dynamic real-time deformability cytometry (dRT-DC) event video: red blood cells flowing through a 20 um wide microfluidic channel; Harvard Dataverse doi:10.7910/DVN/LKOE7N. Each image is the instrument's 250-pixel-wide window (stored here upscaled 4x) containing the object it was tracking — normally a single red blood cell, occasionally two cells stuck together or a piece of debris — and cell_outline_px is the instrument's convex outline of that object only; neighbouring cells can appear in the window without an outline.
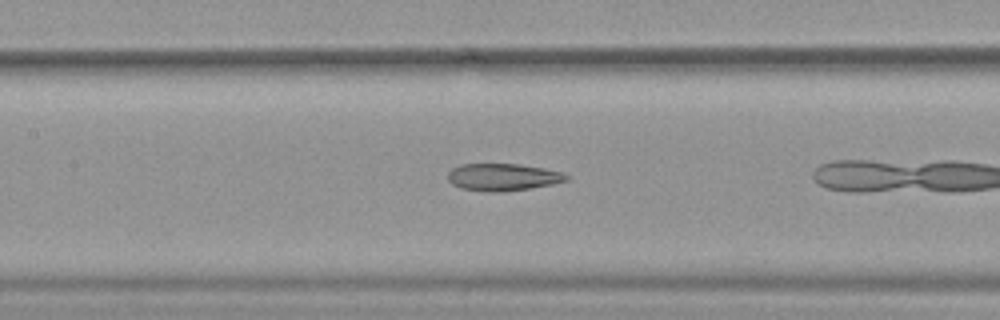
{"species": "common noctule bat (a hibernating species)", "species_latin": "Nyctalus noctula", "temperature_condition": "warm", "stored_images_in_passage": 24, "camera_frame_rate_fps": 3000, "um_per_image_px": 0.085, "animal": {"sex": "female", "body_mass_g": 19.9}, "frame": {"image": 1, "passage_image": 8, "time_ms": 2.333, "image_size_px": [1000, 320], "cell_outline_px": [[568, 180], [552, 184], [504, 192], [484, 192], [460, 188], [452, 184], [448, 180], [448, 172], [452, 168], [460, 164], [520, 164], [544, 168], [564, 172], [568, 176]], "centroid_in_image_um": [42.72, 15.05], "position_along_channel_um": 164.7, "area_um2": 18.96}}
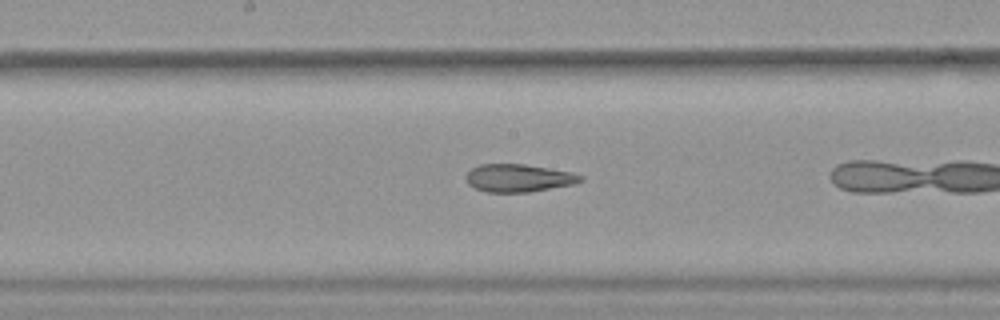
{"frame": {"image": 2, "passage_image": 11, "time_ms": 3.333, "image_size_px": [1000, 320], "cell_outline_px": [[584, 180], [576, 184], [528, 192], [484, 192], [472, 188], [468, 184], [464, 176], [472, 168], [480, 164], [524, 164], [572, 172], [584, 176]], "centroid_in_image_um": [44.07, 15.14], "position_along_channel_um": 204.1, "area_um2": 18.79}}
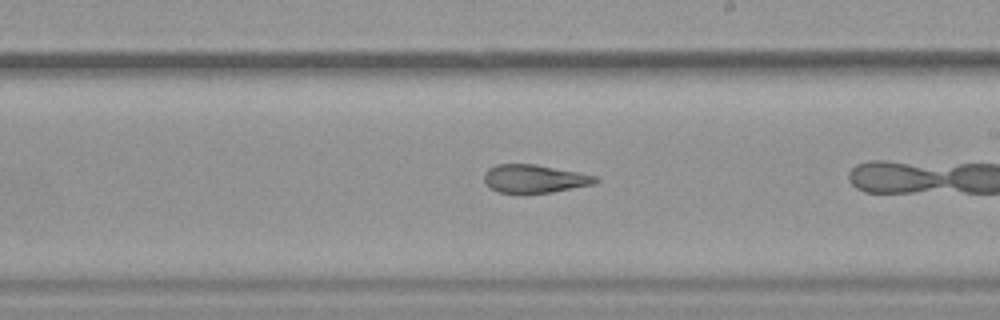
{"frame": {"image": 3, "passage_image": 14, "time_ms": 4.333, "image_size_px": [1000, 320], "cell_outline_px": [[600, 180], [596, 184], [552, 192], [524, 196], [520, 196], [500, 192], [488, 188], [484, 180], [484, 172], [488, 168], [496, 164], [532, 164], [576, 172], [596, 176]], "centroid_in_image_um": [45.37, 15.24], "position_along_channel_um": 243.6, "area_um2": 18.9}}